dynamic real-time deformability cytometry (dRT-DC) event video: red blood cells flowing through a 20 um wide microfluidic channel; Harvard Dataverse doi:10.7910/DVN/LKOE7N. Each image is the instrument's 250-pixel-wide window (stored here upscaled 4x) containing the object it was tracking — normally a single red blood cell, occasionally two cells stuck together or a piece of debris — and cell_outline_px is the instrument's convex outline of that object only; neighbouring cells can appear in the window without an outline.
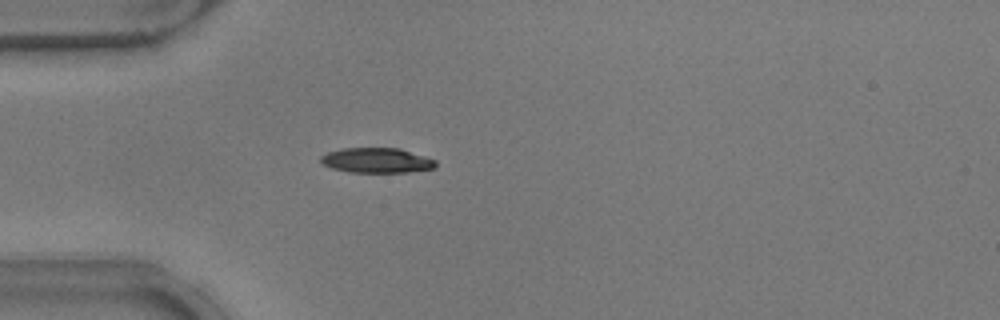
{"species": "common noctule bat (a hibernating species)", "species_latin": "Nyctalus noctula", "temperature_condition": "warm", "stored_images_in_passage": 39, "camera_frame_rate_fps": 3000, "um_per_image_px": 0.085, "animal": {"sex": "male", "body_mass_g": 17.9}, "frame": {"image": 1, "passage_image": 2, "time_ms": 0.333, "image_size_px": [1000, 320], "cell_outline_px": [[436, 168], [408, 172], [348, 172], [332, 168], [324, 164], [320, 160], [320, 156], [328, 152], [344, 148], [400, 148], [436, 160]], "centroid_in_image_um": [32.03, 13.63], "position_along_channel_um": 53.0, "area_um2": 16.7}}
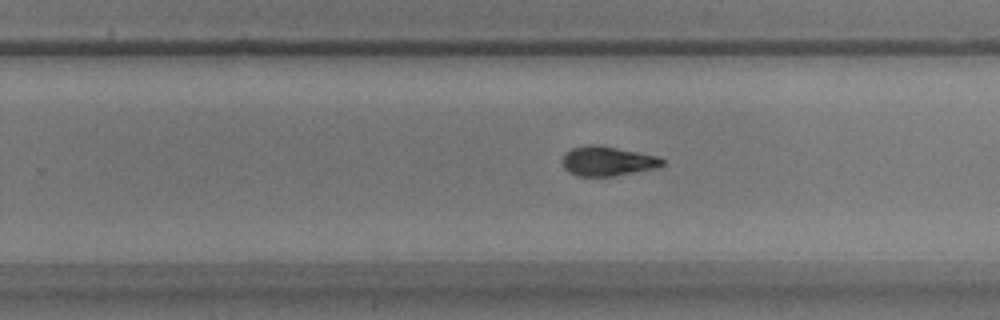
{"frame": {"image": 2, "passage_image": 20, "time_ms": 6.333, "image_size_px": [1000, 320], "cell_outline_px": [[664, 164], [660, 168], [612, 176], [576, 176], [568, 172], [564, 168], [564, 156], [572, 148], [588, 144], [600, 144], [660, 156], [664, 160]], "centroid_in_image_um": [51.71, 13.69], "position_along_channel_um": 278.1, "area_um2": 17.46}}
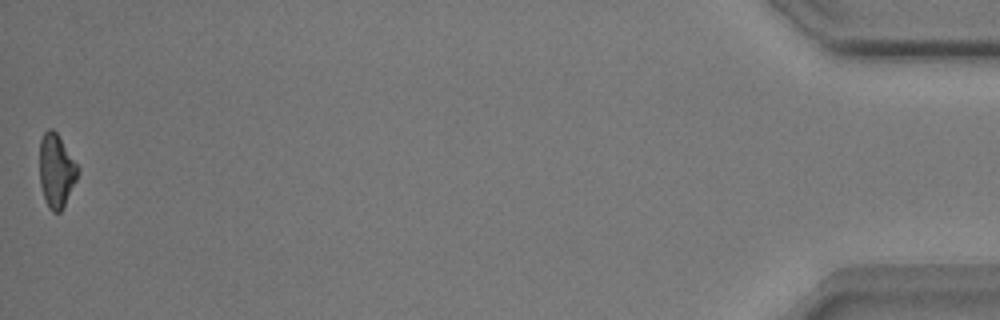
{"frame": {"image": 3, "passage_image": 39, "time_ms": 12.667, "image_size_px": [1000, 320], "cell_outline_px": [[80, 172], [60, 212], [52, 212], [48, 208], [40, 184], [40, 140], [44, 132], [48, 128], [52, 128], [56, 132], [80, 168]], "centroid_in_image_um": [4.79, 14.49], "position_along_channel_um": 430.4, "area_um2": 16.24}, "authors_computed_cell_mechanics": {"area_um2": 17.5134, "velocity_mm_per_s": 3.887, "shape_relaxation_time_tau1_ms": 2.4663, "shape_relaxation_time_tau2_ms": 6.2643, "deformation_change_tau1": 0.1259, "deformation_change_tau2": 0.1089}}